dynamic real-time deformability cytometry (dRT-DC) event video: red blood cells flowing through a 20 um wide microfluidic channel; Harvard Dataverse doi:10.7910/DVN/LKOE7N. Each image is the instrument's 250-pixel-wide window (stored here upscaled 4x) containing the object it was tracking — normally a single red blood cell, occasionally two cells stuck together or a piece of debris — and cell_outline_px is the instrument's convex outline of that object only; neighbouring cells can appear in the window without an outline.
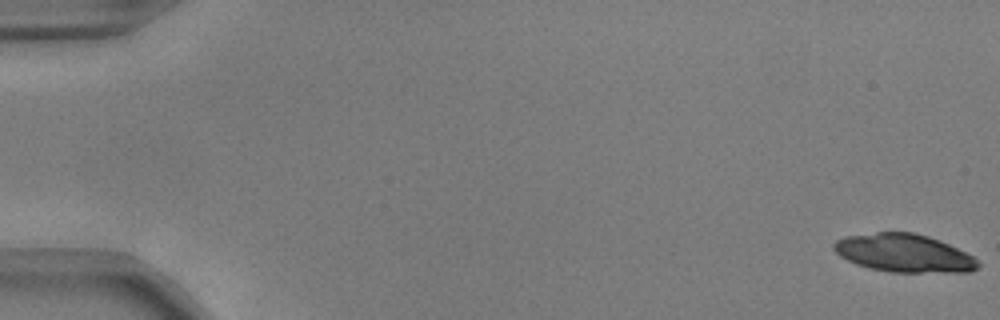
{"species": "common noctule bat (a hibernating species)", "species_latin": "Nyctalus noctula", "temperature_condition": "warm", "stored_images_in_passage": 26, "camera_frame_rate_fps": 3000, "um_per_image_px": 0.085, "animal": {"sex": "male", "body_mass_g": 17.9, "forearm_length_mm": 54.2}, "frame": {"image": 1, "passage_image": 1, "time_ms": 0.0, "image_size_px": [1000, 320], "cell_outline_px": [[980, 268], [968, 272], [892, 272], [868, 268], [856, 264], [840, 256], [832, 248], [832, 244], [836, 240], [848, 236], [876, 232], [912, 232], [928, 236], [940, 240], [972, 256], [980, 264]], "centroid_in_image_um": [76.83, 21.52], "position_along_channel_um": 8.2, "area_um2": 31.91}}